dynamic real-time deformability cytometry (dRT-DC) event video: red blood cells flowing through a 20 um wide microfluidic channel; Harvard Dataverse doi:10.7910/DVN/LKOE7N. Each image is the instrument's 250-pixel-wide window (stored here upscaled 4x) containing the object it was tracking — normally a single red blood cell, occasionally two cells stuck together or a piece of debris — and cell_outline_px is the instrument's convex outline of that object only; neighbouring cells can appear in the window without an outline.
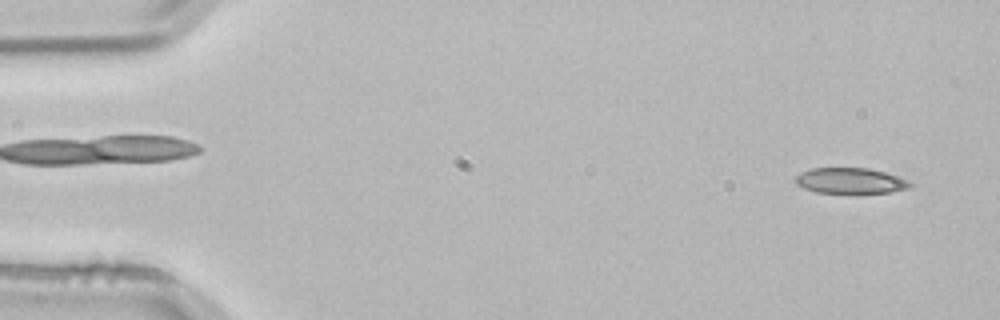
{"species": "common noctule bat (a hibernating species)", "species_latin": "Nyctalus noctula", "temperature_condition": "room temperature", "stored_images_in_passage": 48, "camera_frame_rate_fps": 3000, "um_per_image_px": 0.085, "animal": {"sex": "male", "body_mass_g": 21.5, "forearm_length_mm": 52.0}, "frame": {"image": 1, "passage_image": 2, "time_ms": 0.333, "image_size_px": [1000, 320], "cell_outline_px": [[912, 184], [908, 188], [888, 192], [856, 196], [816, 192], [804, 188], [796, 184], [796, 176], [800, 172], [812, 168], [868, 168], [884, 172], [908, 180]], "centroid_in_image_um": [72.26, 15.41], "position_along_channel_um": 12.7, "area_um2": 17.8}}
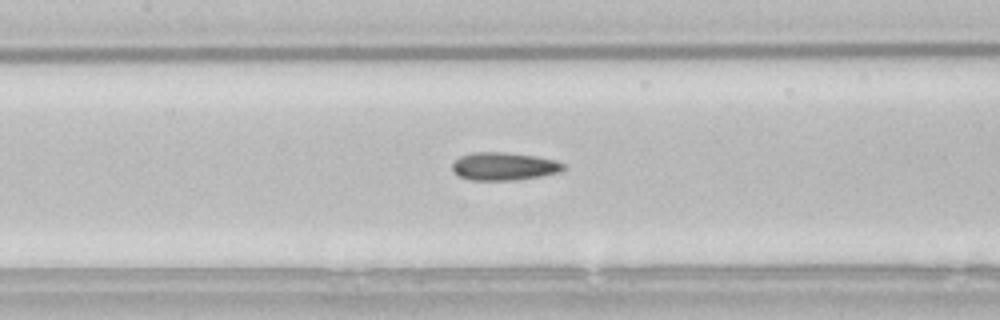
{"frame": {"image": 2, "passage_image": 23, "time_ms": 7.333, "image_size_px": [1000, 320], "cell_outline_px": [[564, 168], [560, 172], [540, 176], [516, 180], [472, 180], [460, 176], [452, 168], [452, 160], [460, 156], [472, 152], [504, 152], [532, 156], [556, 160], [564, 164]], "centroid_in_image_um": [42.81, 14.13], "position_along_channel_um": 164.6, "area_um2": 17.98}}
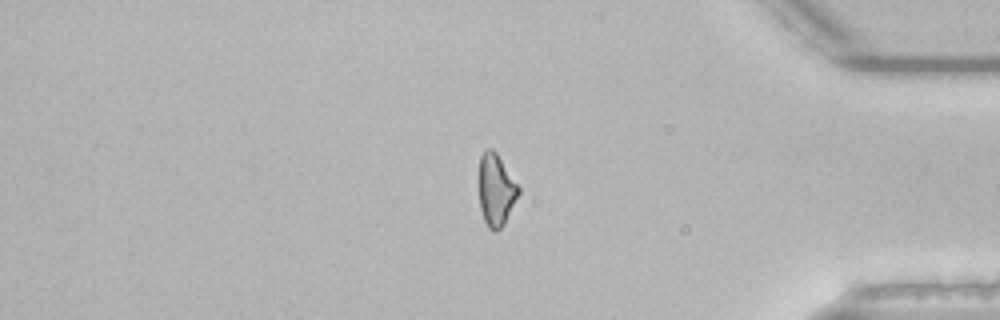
{"frame": {"image": 3, "passage_image": 43, "time_ms": 14.0, "image_size_px": [1000, 320], "cell_outline_px": [[520, 192], [504, 224], [496, 232], [492, 232], [488, 228], [484, 220], [480, 208], [480, 156], [488, 148], [492, 148], [496, 152], [520, 188]], "centroid_in_image_um": [42.17, 16.18], "position_along_channel_um": 393.0, "area_um2": 16.36}}